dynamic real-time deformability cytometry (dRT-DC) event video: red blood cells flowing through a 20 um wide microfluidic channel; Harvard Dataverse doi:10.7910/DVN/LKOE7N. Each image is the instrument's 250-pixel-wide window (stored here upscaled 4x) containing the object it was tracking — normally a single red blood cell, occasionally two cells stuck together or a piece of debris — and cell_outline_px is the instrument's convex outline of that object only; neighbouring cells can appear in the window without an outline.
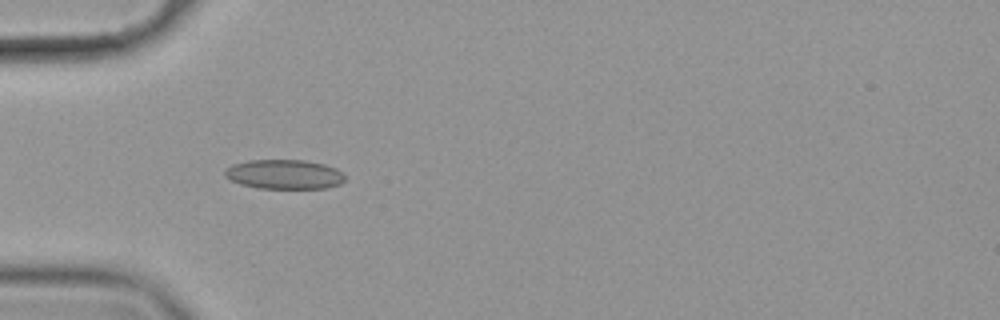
{"species": "common noctule bat (a hibernating species)", "species_latin": "Nyctalus noctula", "temperature_condition": "cold", "stored_images_in_passage": 32, "camera_frame_rate_fps": 3000, "um_per_image_px": 0.085, "animal": {"sex": "female", "body_mass_g": 19.9}, "frame": {"image": 1, "passage_image": 8, "time_ms": 2.333, "image_size_px": [1000, 320], "cell_outline_px": [[344, 180], [340, 184], [328, 188], [256, 188], [240, 184], [224, 176], [224, 172], [232, 164], [248, 160], [304, 160], [324, 164], [336, 168], [344, 172]], "centroid_in_image_um": [24.18, 14.81], "position_along_channel_um": 60.8, "area_um2": 20.69}}
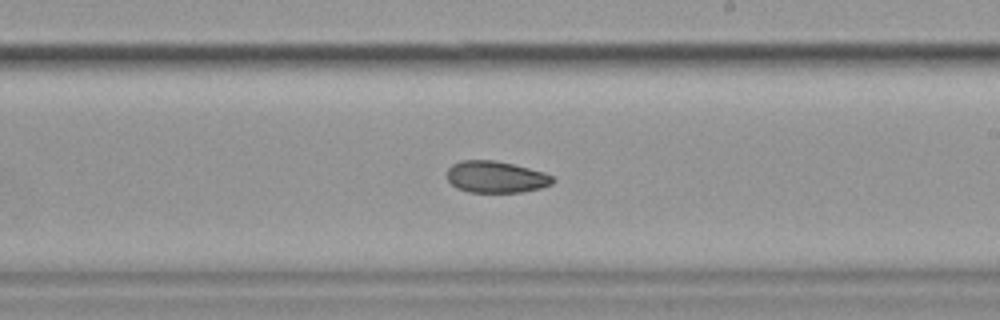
{"frame": {"image": 2, "passage_image": 20, "time_ms": 6.333, "image_size_px": [1000, 320], "cell_outline_px": [[556, 180], [552, 184], [540, 188], [520, 192], [468, 192], [456, 188], [448, 180], [448, 168], [452, 164], [460, 160], [496, 160], [544, 172], [552, 176]], "centroid_in_image_um": [42.14, 15.04], "position_along_channel_um": 246.9, "area_um2": 19.54}}
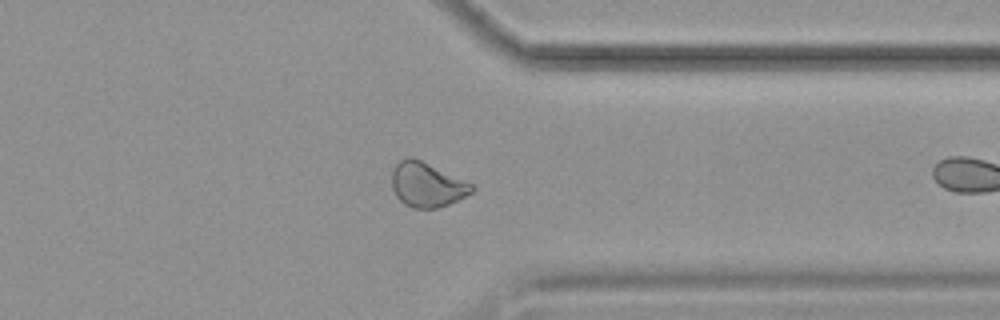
{"frame": {"image": 3, "passage_image": 31, "time_ms": 10.0, "image_size_px": [1000, 320], "cell_outline_px": [[476, 188], [472, 192], [448, 204], [436, 208], [412, 208], [404, 204], [396, 196], [392, 188], [392, 168], [400, 160], [408, 156], [412, 156], [472, 184]], "centroid_in_image_um": [36.24, 15.69], "position_along_channel_um": 375.2, "area_um2": 20.58}}